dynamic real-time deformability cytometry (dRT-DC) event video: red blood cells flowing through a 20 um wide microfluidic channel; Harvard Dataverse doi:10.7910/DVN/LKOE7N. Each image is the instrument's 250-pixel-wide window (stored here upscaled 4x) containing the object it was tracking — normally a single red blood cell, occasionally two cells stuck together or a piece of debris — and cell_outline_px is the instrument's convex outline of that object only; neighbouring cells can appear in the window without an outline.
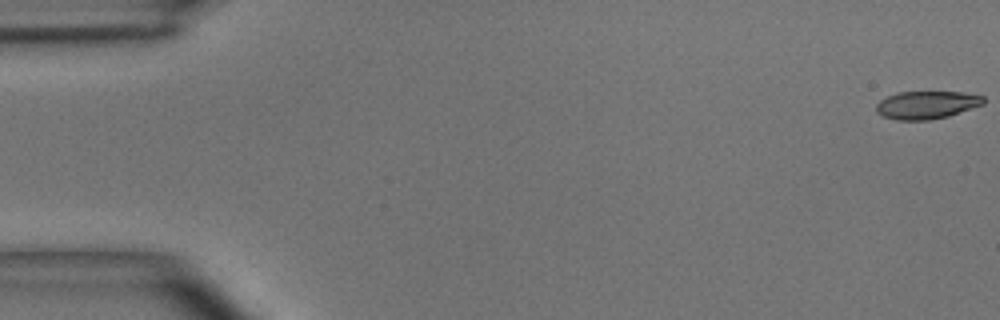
{"species": "common noctule bat (a hibernating species)", "species_latin": "Nyctalus noctula", "temperature_condition": "room temperature", "stored_images_in_passage": 49, "camera_frame_rate_fps": 3000, "um_per_image_px": 0.085, "animal": {"sex": "male", "body_mass_g": 15.6}, "frame": {"image": 1, "passage_image": 1, "time_ms": 0.0, "image_size_px": [1000, 320], "cell_outline_px": [[984, 104], [948, 116], [928, 120], [896, 120], [884, 116], [876, 112], [876, 104], [880, 100], [896, 92], [964, 92], [984, 96]], "centroid_in_image_um": [78.76, 8.91], "position_along_channel_um": 6.2, "area_um2": 17.4}}
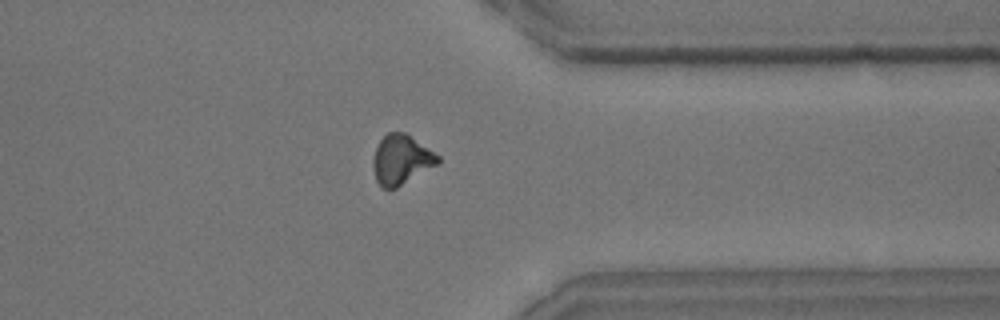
{"frame": {"image": 2, "passage_image": 39, "time_ms": 12.667, "image_size_px": [1000, 320], "cell_outline_px": [[440, 164], [396, 188], [380, 188], [376, 180], [372, 164], [372, 160], [376, 148], [380, 140], [388, 132], [404, 132], [440, 156]], "centroid_in_image_um": [34.11, 13.59], "position_along_channel_um": 377.3, "area_um2": 18.79}}
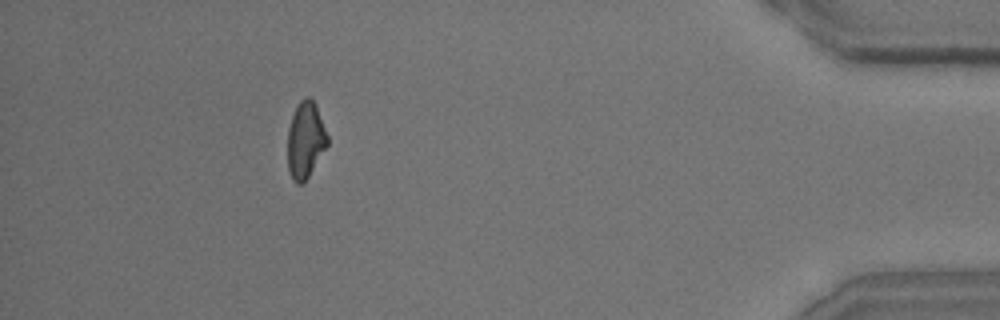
{"frame": {"image": 3, "passage_image": 45, "time_ms": 14.667, "image_size_px": [1000, 320], "cell_outline_px": [[328, 144], [308, 176], [300, 184], [296, 184], [292, 180], [288, 168], [288, 128], [292, 116], [300, 100], [304, 96], [308, 96], [316, 104], [328, 136]], "centroid_in_image_um": [25.96, 11.88], "position_along_channel_um": 409.2, "area_um2": 17.57}, "authors_computed_cell_mechanics": {"area_um2": 18.5538, "velocity_mm_per_s": 4.0711, "shape_relaxation_time_tau1_ms": 5.274, "shape_relaxation_time_tau2_ms": 5.5782, "deformation_change_tau1": 0.1572, "deformation_change_tau2": 0.1447}}